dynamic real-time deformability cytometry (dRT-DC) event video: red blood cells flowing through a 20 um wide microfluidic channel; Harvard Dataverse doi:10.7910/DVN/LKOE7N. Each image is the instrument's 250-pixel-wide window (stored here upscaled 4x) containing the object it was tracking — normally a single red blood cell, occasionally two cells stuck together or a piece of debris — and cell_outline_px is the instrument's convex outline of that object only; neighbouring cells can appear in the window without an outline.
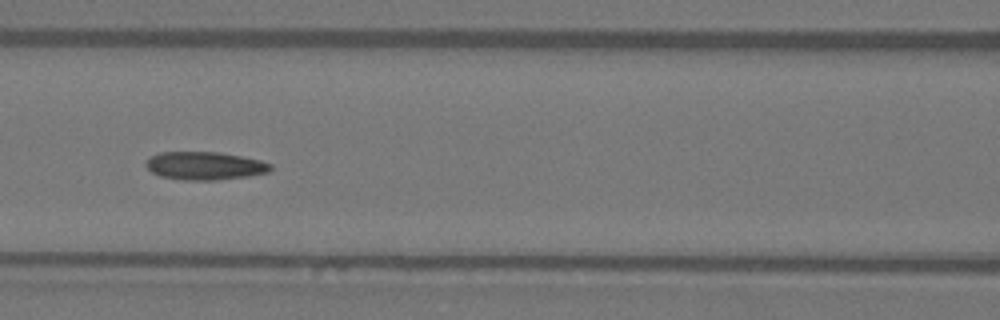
{"species": "Egyptian fruit bat (a non-hibernating species)", "species_latin": "Rousettus aegyptiacus", "temperature_condition": "warm", "stored_images_in_passage": 24, "camera_frame_rate_fps": 3000, "um_per_image_px": 0.085, "animal": {"sex": "female"}, "frame": {"image": 1, "passage_image": 8, "time_ms": 2.333, "image_size_px": [1000, 320], "cell_outline_px": [[272, 168], [268, 172], [248, 176], [216, 180], [184, 180], [160, 176], [152, 172], [144, 164], [152, 156], [160, 152], [220, 152], [260, 160], [272, 164]], "centroid_in_image_um": [17.42, 14.09], "position_along_channel_um": 149.2, "area_um2": 20.29}}
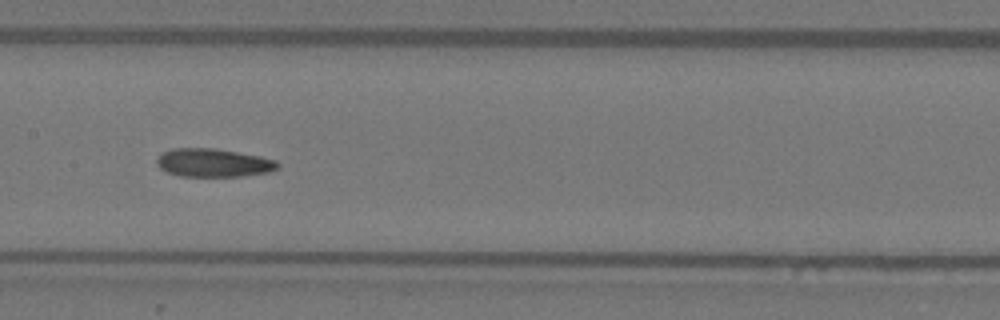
{"frame": {"image": 2, "passage_image": 11, "time_ms": 3.333, "image_size_px": [1000, 320], "cell_outline_px": [[280, 168], [268, 172], [240, 176], [180, 176], [168, 172], [160, 168], [156, 164], [156, 160], [160, 152], [172, 148], [216, 148], [260, 156], [276, 160], [280, 164]], "centroid_in_image_um": [18.12, 13.82], "position_along_channel_um": 189.3, "area_um2": 20.11}}
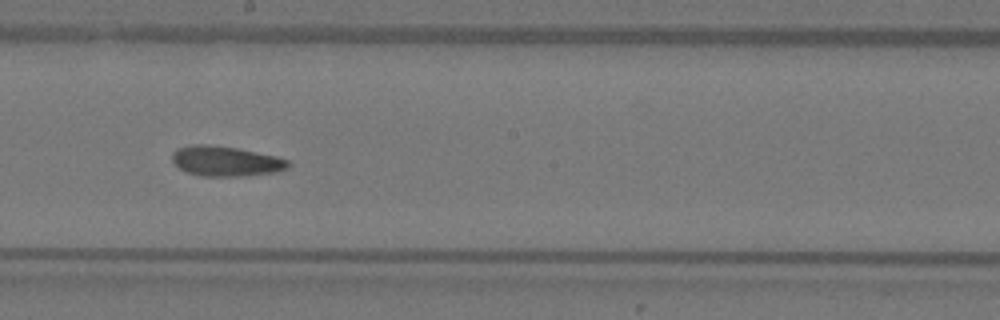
{"frame": {"image": 3, "passage_image": 14, "time_ms": 4.333, "image_size_px": [1000, 320], "cell_outline_px": [[292, 164], [288, 168], [272, 172], [244, 176], [204, 176], [188, 172], [180, 168], [172, 160], [172, 152], [176, 148], [192, 144], [208, 144], [236, 148], [276, 156], [288, 160]], "centroid_in_image_um": [19.18, 13.69], "position_along_channel_um": 229.0, "area_um2": 20.23}}